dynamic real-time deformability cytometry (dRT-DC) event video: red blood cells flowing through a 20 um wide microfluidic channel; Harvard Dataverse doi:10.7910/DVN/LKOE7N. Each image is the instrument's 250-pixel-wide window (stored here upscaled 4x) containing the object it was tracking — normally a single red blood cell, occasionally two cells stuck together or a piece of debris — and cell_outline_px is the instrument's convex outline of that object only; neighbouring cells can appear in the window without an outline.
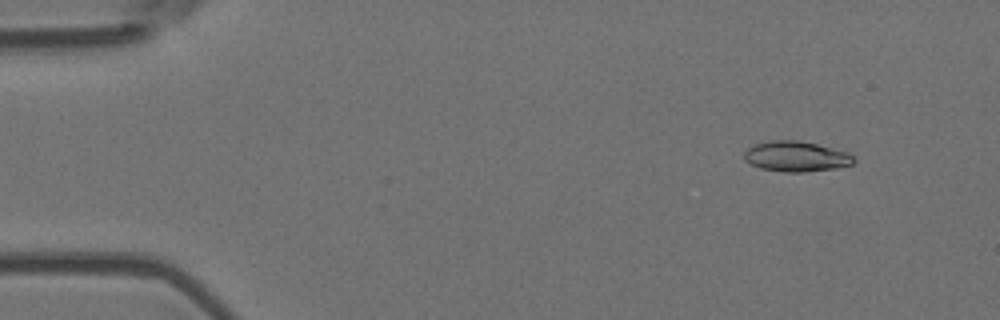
{"species": "Egyptian fruit bat (a non-hibernating species)", "species_latin": "Rousettus aegyptiacus", "temperature_condition": "room temperature", "stored_images_in_passage": 56, "camera_frame_rate_fps": 3000, "um_per_image_px": 0.085, "animal": {"sex": "female"}, "frame": {"image": 1, "passage_image": 6, "time_ms": 1.667, "image_size_px": [1000, 320], "cell_outline_px": [[856, 160], [852, 164], [836, 168], [800, 172], [784, 172], [760, 168], [744, 160], [744, 152], [748, 148], [756, 144], [772, 140], [800, 140], [848, 152]], "centroid_in_image_um": [67.66, 13.29], "position_along_channel_um": 17.3, "area_um2": 19.25}}
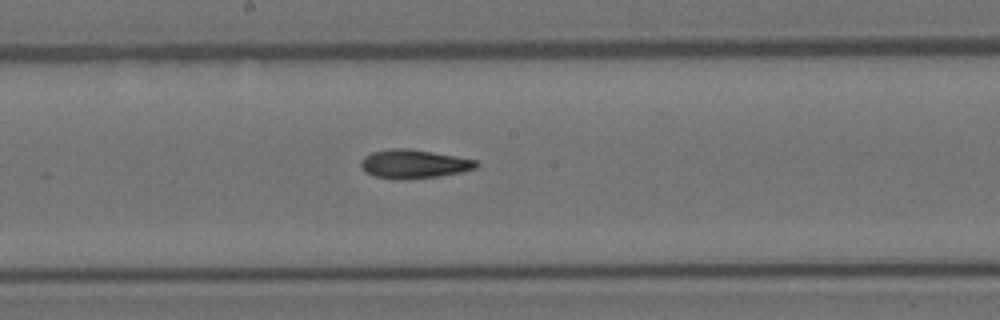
{"frame": {"image": 2, "passage_image": 30, "time_ms": 9.667, "image_size_px": [1000, 320], "cell_outline_px": [[480, 164], [476, 168], [460, 172], [440, 176], [400, 180], [396, 180], [372, 176], [364, 172], [360, 164], [360, 160], [364, 156], [372, 152], [392, 148], [408, 148], [456, 156], [476, 160]], "centroid_in_image_um": [35.13, 13.94], "position_along_channel_um": 213.1, "area_um2": 19.54}}
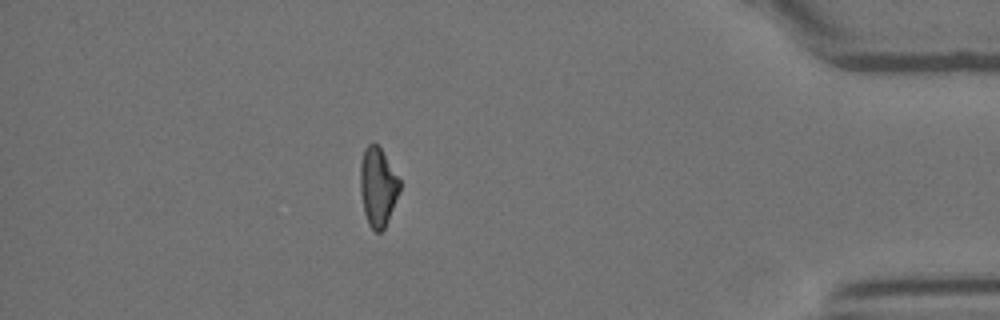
{"frame": {"image": 3, "passage_image": 49, "time_ms": 16.0, "image_size_px": [1000, 320], "cell_outline_px": [[400, 188], [388, 220], [384, 228], [380, 232], [376, 232], [368, 224], [364, 212], [360, 192], [360, 164], [364, 148], [368, 144], [376, 144], [380, 148], [400, 180]], "centroid_in_image_um": [32.09, 15.89], "position_along_channel_um": 403.1, "area_um2": 17.86}, "authors_computed_cell_mechanics": {"area_um2": 18.9873, "velocity_mm_per_s": 3.6832, "shape_relaxation_time_tau1_ms": null, "shape_relaxation_time_tau2_ms": 5.9004, "deformation_change_tau1": null, "deformation_change_tau2": 0.1447}}